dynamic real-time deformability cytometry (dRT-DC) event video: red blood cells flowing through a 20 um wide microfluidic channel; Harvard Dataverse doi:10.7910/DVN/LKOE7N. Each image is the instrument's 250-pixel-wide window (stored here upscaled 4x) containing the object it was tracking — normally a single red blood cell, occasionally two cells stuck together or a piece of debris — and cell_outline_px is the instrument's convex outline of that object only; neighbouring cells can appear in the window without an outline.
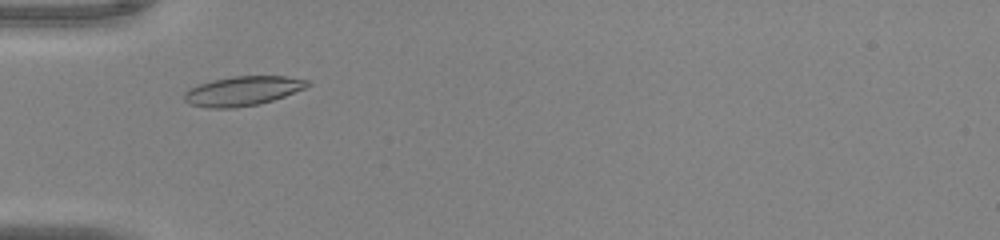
{"species": "common noctule bat (a hibernating species)", "species_latin": "Nyctalus noctula", "temperature_condition": "warm", "stored_images_in_passage": 39, "camera_frame_rate_fps": 3000, "um_per_image_px": 0.085, "animal": {"sex": "male", "body_mass_g": 20.0, "forearm_length_mm": 53.3}, "frame": {"image": 1, "passage_image": 6, "time_ms": 1.667, "image_size_px": [1000, 240], "cell_outline_px": [[312, 84], [304, 88], [284, 96], [260, 104], [232, 108], [208, 108], [188, 104], [184, 100], [184, 92], [188, 88], [212, 80], [236, 76], [284, 76], [312, 80]], "centroid_in_image_um": [20.62, 7.73], "position_along_channel_um": 64.4, "area_um2": 21.21}}
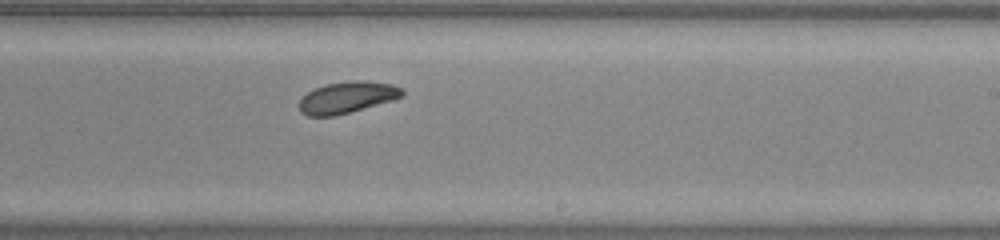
{"frame": {"image": 2, "passage_image": 21, "time_ms": 6.667, "image_size_px": [1000, 240], "cell_outline_px": [[404, 92], [400, 96], [392, 100], [348, 112], [332, 116], [308, 116], [300, 112], [300, 100], [308, 92], [316, 88], [328, 84], [356, 80], [364, 80], [392, 84], [404, 88]], "centroid_in_image_um": [29.52, 8.27], "position_along_channel_um": 259.5, "area_um2": 18.5}}
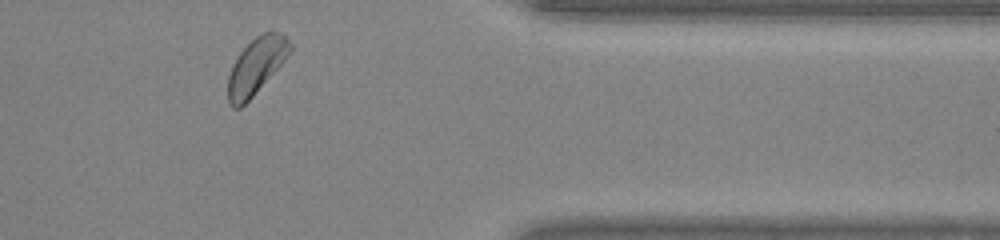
{"frame": {"image": 3, "passage_image": 32, "time_ms": 10.333, "image_size_px": [1000, 240], "cell_outline_px": [[292, 48], [284, 60], [252, 96], [240, 108], [232, 108], [228, 104], [228, 76], [232, 64], [240, 52], [256, 36], [264, 32], [280, 32], [292, 44]], "centroid_in_image_um": [21.74, 5.62], "position_along_channel_um": 389.7, "area_um2": 19.88}, "authors_computed_cell_mechanics": {"area_um2": 19.7098, "velocity_mm_per_s": 3.9671, "shape_relaxation_time_tau1_ms": 1.611, "shape_relaxation_time_tau2_ms": null, "deformation_change_tau1": 0.0701, "deformation_change_tau2": null}}